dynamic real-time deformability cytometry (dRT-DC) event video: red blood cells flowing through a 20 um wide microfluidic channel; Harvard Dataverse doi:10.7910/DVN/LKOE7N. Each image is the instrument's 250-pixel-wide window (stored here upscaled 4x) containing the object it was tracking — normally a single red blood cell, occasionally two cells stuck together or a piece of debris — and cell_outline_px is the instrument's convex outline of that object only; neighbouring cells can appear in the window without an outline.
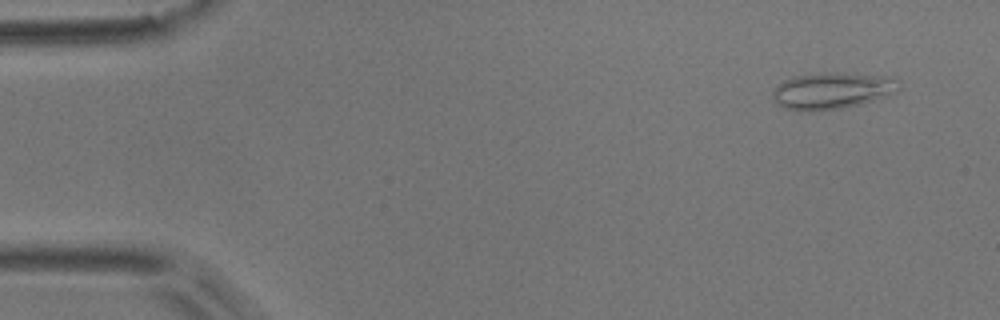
{"species": "common noctule bat (a hibernating species)", "species_latin": "Nyctalus noctula", "temperature_condition": "room temperature", "stored_images_in_passage": 4, "camera_frame_rate_fps": 3000, "um_per_image_px": 0.085, "animal": {"sex": "male", "body_mass_g": 17.9}, "frame": {"image": 1, "passage_image": 1, "time_ms": 0.0, "image_size_px": [1000, 320], "cell_outline_px": [[900, 88], [896, 92], [888, 96], [860, 104], [844, 108], [820, 112], [796, 112], [784, 108], [776, 104], [772, 96], [772, 88], [784, 80], [796, 76], [892, 76], [900, 80]], "centroid_in_image_um": [70.69, 7.81], "position_along_channel_um": 14.3, "area_um2": 26.3}}